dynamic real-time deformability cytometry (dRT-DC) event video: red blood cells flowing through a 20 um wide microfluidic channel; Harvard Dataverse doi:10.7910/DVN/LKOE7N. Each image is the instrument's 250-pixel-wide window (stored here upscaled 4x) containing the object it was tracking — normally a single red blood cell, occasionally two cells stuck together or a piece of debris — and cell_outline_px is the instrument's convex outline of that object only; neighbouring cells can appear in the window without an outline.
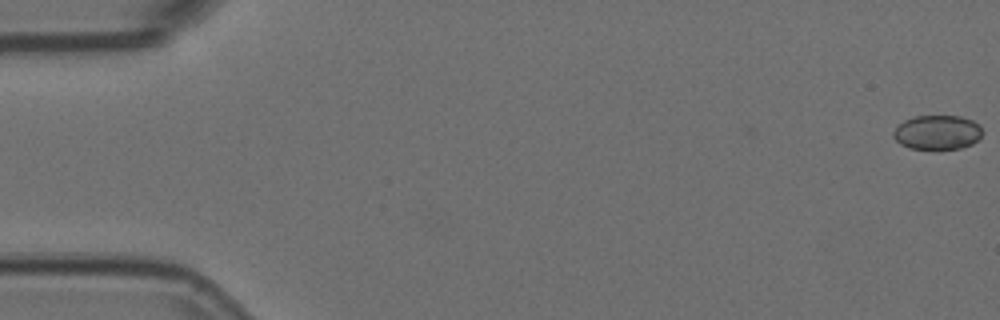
{"species": "Egyptian fruit bat (a non-hibernating species)", "species_latin": "Rousettus aegyptiacus", "temperature_condition": "room temperature", "stored_images_in_passage": 56, "camera_frame_rate_fps": 3000, "um_per_image_px": 0.085, "animal": {"sex": "female"}, "frame": {"image": 1, "passage_image": 1, "time_ms": 0.0, "image_size_px": [1000, 320], "cell_outline_px": [[984, 132], [972, 144], [960, 148], [912, 148], [900, 144], [892, 136], [892, 132], [904, 120], [916, 116], [960, 116], [972, 120], [980, 124]], "centroid_in_image_um": [79.69, 11.23], "position_along_channel_um": 5.3, "area_um2": 17.69}}
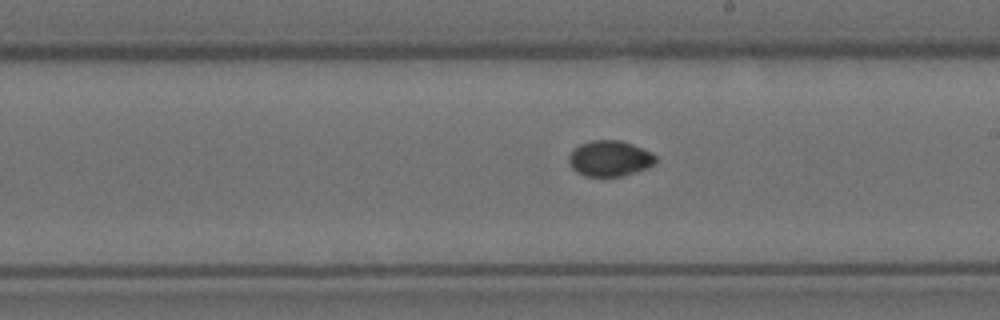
{"frame": {"image": 2, "passage_image": 32, "time_ms": 10.333, "image_size_px": [1000, 320], "cell_outline_px": [[656, 160], [652, 164], [636, 172], [620, 176], [584, 176], [576, 172], [572, 168], [568, 160], [568, 156], [580, 144], [592, 140], [620, 140], [632, 144], [652, 152], [656, 156]], "centroid_in_image_um": [51.81, 13.46], "position_along_channel_um": 237.2, "area_um2": 17.92}}
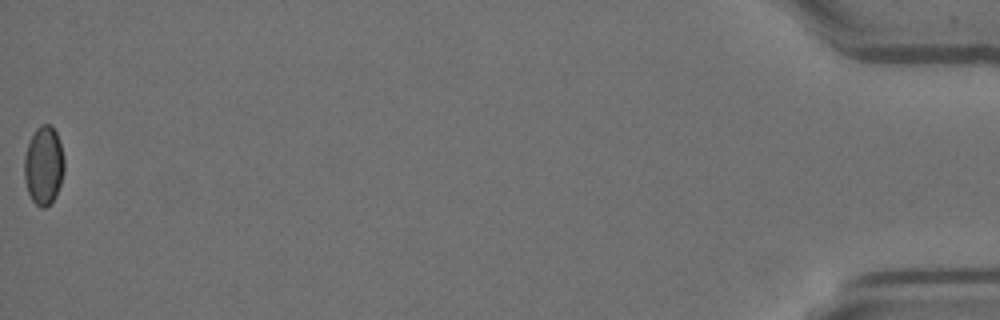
{"frame": {"image": 3, "passage_image": 56, "time_ms": 18.333, "image_size_px": [1000, 320], "cell_outline_px": [[64, 172], [56, 196], [44, 208], [40, 208], [32, 200], [28, 192], [24, 176], [24, 156], [28, 144], [36, 128], [40, 124], [52, 124], [56, 132], [60, 144], [64, 160]], "centroid_in_image_um": [3.71, 14.05], "position_along_channel_um": 431.5, "area_um2": 18.26}}